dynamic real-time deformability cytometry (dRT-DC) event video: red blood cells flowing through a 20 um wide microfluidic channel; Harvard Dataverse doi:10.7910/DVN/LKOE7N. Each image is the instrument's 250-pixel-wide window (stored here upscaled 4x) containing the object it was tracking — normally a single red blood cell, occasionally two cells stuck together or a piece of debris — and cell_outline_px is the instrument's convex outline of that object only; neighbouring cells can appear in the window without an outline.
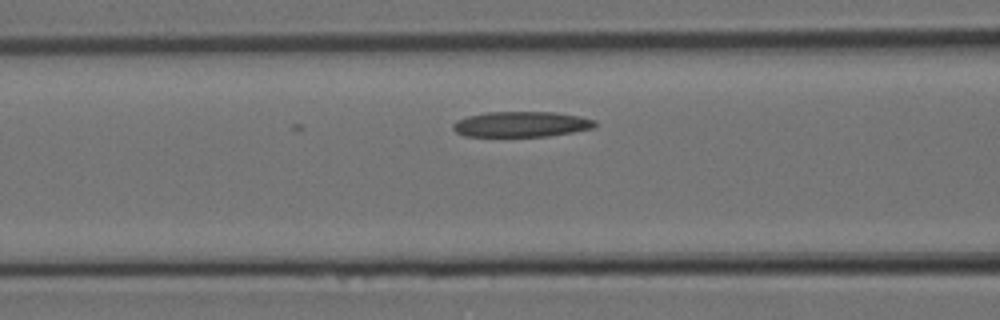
{"species": "Egyptian fruit bat (a non-hibernating species)", "species_latin": "Rousettus aegyptiacus", "temperature_condition": "room temperature", "stored_images_in_passage": 18, "camera_frame_rate_fps": 3000, "um_per_image_px": 0.085, "animal": {"sex": "female"}, "frame": {"image": 1, "passage_image": 5, "time_ms": 1.333, "image_size_px": [1000, 320], "cell_outline_px": [[596, 124], [592, 128], [572, 132], [548, 136], [464, 136], [456, 132], [452, 128], [452, 124], [456, 120], [468, 116], [484, 112], [556, 112], [580, 116], [596, 120]], "centroid_in_image_um": [44.29, 10.55], "position_along_channel_um": 122.3, "area_um2": 21.1}}
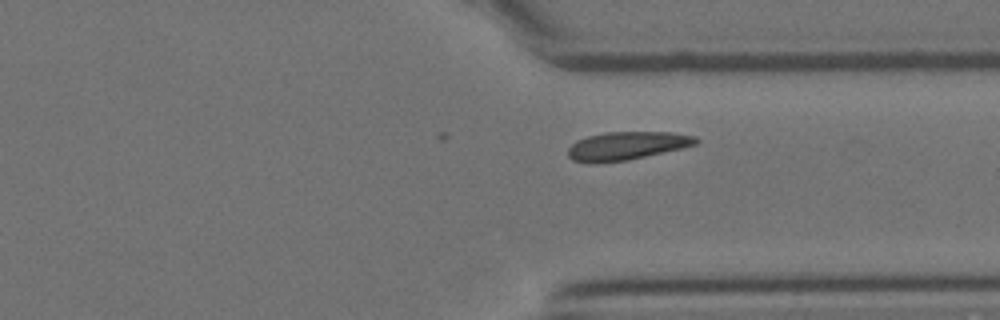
{"frame": {"image": 2, "passage_image": 13, "time_ms": 4.0, "image_size_px": [1000, 320], "cell_outline_px": [[700, 140], [696, 144], [680, 148], [628, 160], [596, 164], [588, 164], [572, 160], [568, 156], [568, 148], [576, 140], [588, 136], [604, 132], [668, 132], [696, 136]], "centroid_in_image_um": [53.21, 12.4], "position_along_channel_um": 358.2, "area_um2": 21.15}}
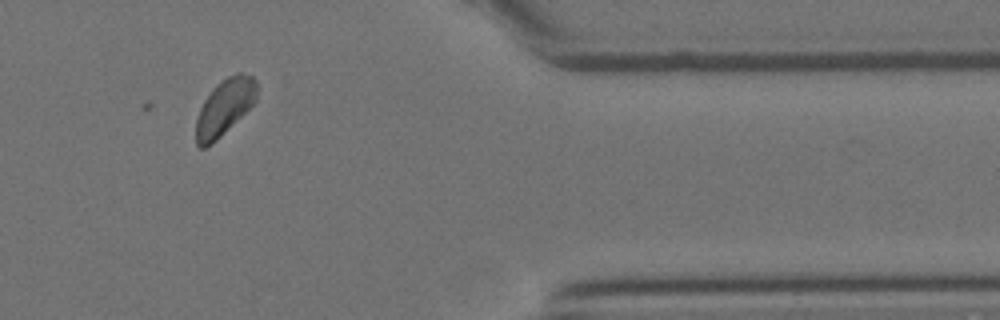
{"frame": {"image": 3, "passage_image": 15, "time_ms": 4.667, "image_size_px": [1000, 320], "cell_outline_px": [[256, 100], [212, 144], [204, 148], [200, 148], [196, 144], [196, 120], [200, 108], [204, 100], [212, 88], [220, 80], [236, 72], [240, 72], [252, 76], [256, 80]], "centroid_in_image_um": [19.06, 9.08], "position_along_channel_um": 392.3, "area_um2": 19.59}}